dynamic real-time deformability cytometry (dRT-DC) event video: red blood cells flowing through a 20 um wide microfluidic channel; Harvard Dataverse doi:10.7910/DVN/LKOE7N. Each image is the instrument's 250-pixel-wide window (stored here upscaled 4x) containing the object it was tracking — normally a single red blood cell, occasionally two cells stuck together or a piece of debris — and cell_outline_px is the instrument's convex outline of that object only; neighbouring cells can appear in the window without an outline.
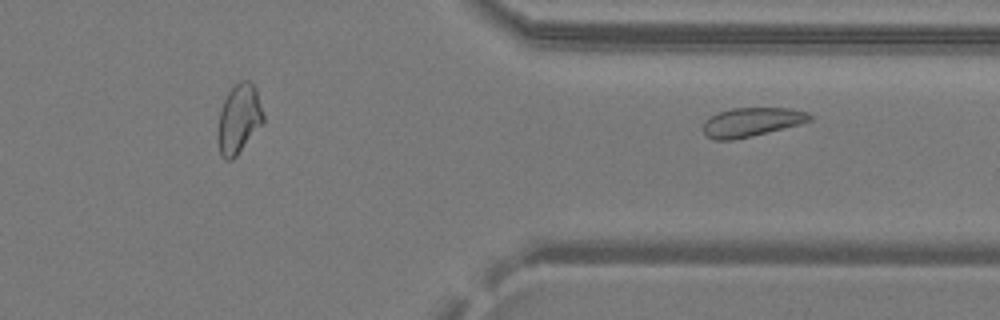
{"species": "common noctule bat (a hibernating species)", "species_latin": "Nyctalus noctula", "temperature_condition": "warm", "stored_images_in_passage": 30, "segment_of_instrument_passage": [2, 2], "camera_frame_rate_fps": 3000, "um_per_image_px": 0.085, "animal": {"sex": "male", "body_mass_g": 19.2, "forearm_length_mm": 51.8}, "frame": {"image": 1, "passage_image": 30, "time_ms": 9.667, "image_size_px": [1000, 320], "cell_outline_px": [[812, 120], [800, 124], [752, 136], [732, 140], [712, 140], [704, 132], [704, 120], [716, 112], [732, 108], [792, 108], [808, 112], [812, 116]], "centroid_in_image_um": [63.89, 10.37], "position_along_channel_um": 347.5, "area_um2": 18.09}}